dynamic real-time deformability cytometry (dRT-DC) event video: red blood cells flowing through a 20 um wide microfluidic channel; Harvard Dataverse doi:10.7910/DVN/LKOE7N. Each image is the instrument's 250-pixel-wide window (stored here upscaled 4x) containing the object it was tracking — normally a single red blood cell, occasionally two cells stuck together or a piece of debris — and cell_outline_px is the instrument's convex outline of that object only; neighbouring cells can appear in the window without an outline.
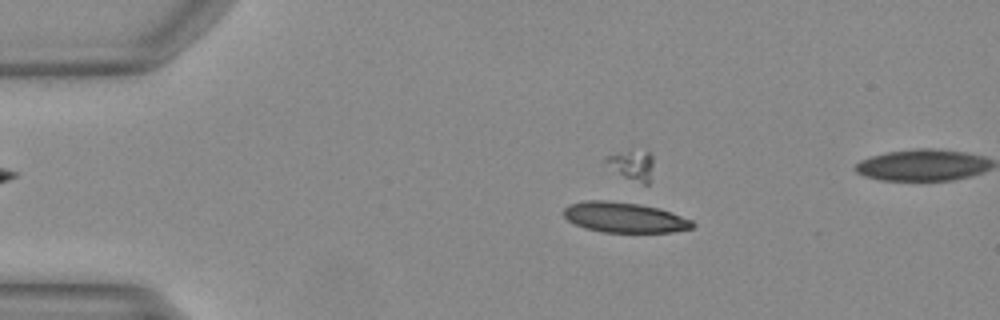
{"species": "Egyptian fruit bat (a non-hibernating species)", "species_latin": "Rousettus aegyptiacus", "temperature_condition": "warm", "stored_images_in_passage": 16, "camera_frame_rate_fps": 3000, "um_per_image_px": 0.085, "animal": {"sex": "female"}, "frame": {"image": 1, "passage_image": 10, "time_ms": 3.0, "image_size_px": [1000, 320], "cell_outline_px": [[696, 224], [692, 228], [672, 232], [604, 232], [588, 228], [576, 224], [568, 220], [564, 216], [564, 208], [568, 204], [584, 200], [608, 200], [640, 204], [660, 208], [672, 212], [692, 220]], "centroid_in_image_um": [53.09, 18.46], "position_along_channel_um": 31.9, "area_um2": 22.77}}